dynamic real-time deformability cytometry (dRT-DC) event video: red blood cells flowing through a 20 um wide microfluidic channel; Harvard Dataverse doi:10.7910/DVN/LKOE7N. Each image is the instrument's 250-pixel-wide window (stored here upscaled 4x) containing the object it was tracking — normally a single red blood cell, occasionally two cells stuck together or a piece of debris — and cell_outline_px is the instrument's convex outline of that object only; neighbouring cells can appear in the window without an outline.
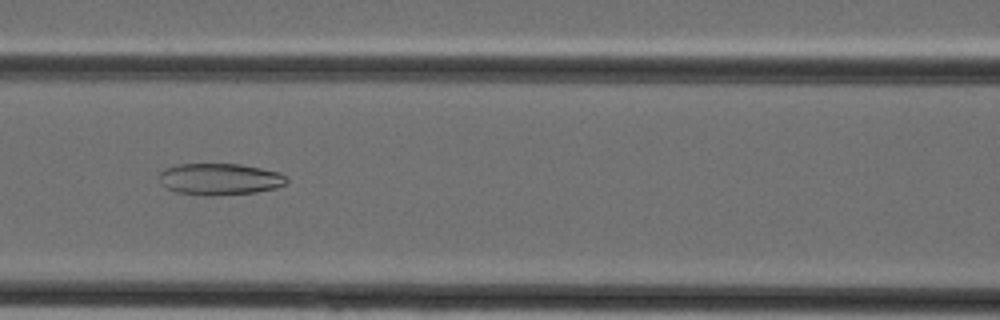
{"species": "Egyptian fruit bat (a non-hibernating species)", "species_latin": "Rousettus aegyptiacus", "temperature_condition": "cold", "stored_images_in_passage": 22, "camera_frame_rate_fps": 3000, "um_per_image_px": 0.085, "animal": {"sex": "female"}, "frame": {"image": 1, "passage_image": 11, "time_ms": 3.333, "image_size_px": [1000, 320], "cell_outline_px": [[288, 184], [276, 188], [256, 192], [212, 196], [204, 196], [176, 192], [160, 184], [160, 172], [164, 168], [180, 164], [240, 164], [280, 172], [288, 176]], "centroid_in_image_um": [18.71, 15.23], "position_along_channel_um": 147.9, "area_um2": 23.76}}
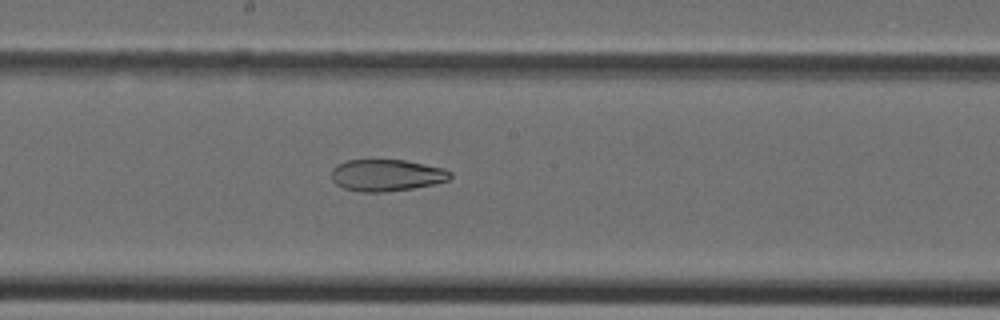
{"frame": {"image": 2, "passage_image": 15, "time_ms": 4.667, "image_size_px": [1000, 320], "cell_outline_px": [[452, 176], [448, 180], [432, 184], [412, 188], [384, 192], [360, 192], [344, 188], [336, 184], [332, 180], [332, 168], [336, 164], [348, 160], [404, 160], [444, 168], [452, 172]], "centroid_in_image_um": [32.84, 14.89], "position_along_channel_um": 215.4, "area_um2": 21.96}}
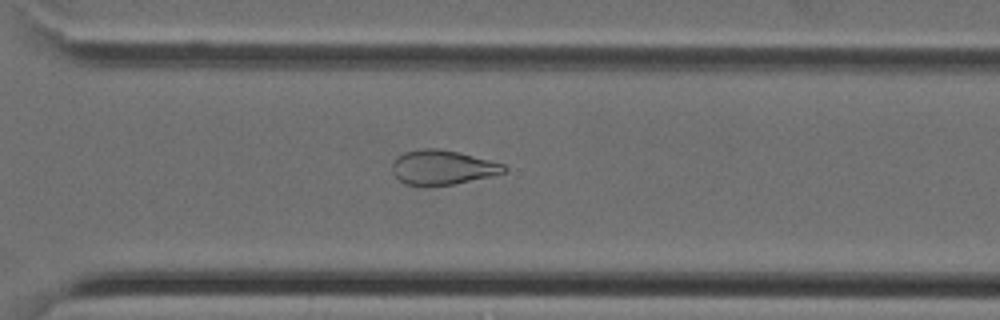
{"frame": {"image": 3, "passage_image": 22, "time_ms": 7.0, "image_size_px": [1000, 320], "cell_outline_px": [[508, 172], [492, 176], [456, 184], [428, 188], [424, 188], [404, 184], [392, 172], [392, 164], [396, 156], [404, 152], [424, 148], [436, 148], [456, 152], [504, 164], [508, 168]], "centroid_in_image_um": [37.58, 14.27], "position_along_channel_um": 333.0, "area_um2": 23.0}}